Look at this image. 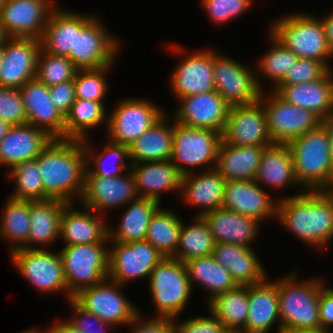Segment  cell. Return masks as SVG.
<instances>
[{
	"instance_id": "51",
	"label": "cell",
	"mask_w": 333,
	"mask_h": 333,
	"mask_svg": "<svg viewBox=\"0 0 333 333\" xmlns=\"http://www.w3.org/2000/svg\"><path fill=\"white\" fill-rule=\"evenodd\" d=\"M0 119L11 126L27 123L20 89L0 86Z\"/></svg>"
},
{
	"instance_id": "33",
	"label": "cell",
	"mask_w": 333,
	"mask_h": 333,
	"mask_svg": "<svg viewBox=\"0 0 333 333\" xmlns=\"http://www.w3.org/2000/svg\"><path fill=\"white\" fill-rule=\"evenodd\" d=\"M255 182L259 186L263 184L274 188L273 190H284L285 187L297 185L301 192L305 191L296 178L292 153L287 144H272L265 148Z\"/></svg>"
},
{
	"instance_id": "1",
	"label": "cell",
	"mask_w": 333,
	"mask_h": 333,
	"mask_svg": "<svg viewBox=\"0 0 333 333\" xmlns=\"http://www.w3.org/2000/svg\"><path fill=\"white\" fill-rule=\"evenodd\" d=\"M35 160L41 173L44 200L79 202L86 169L84 140L52 139Z\"/></svg>"
},
{
	"instance_id": "27",
	"label": "cell",
	"mask_w": 333,
	"mask_h": 333,
	"mask_svg": "<svg viewBox=\"0 0 333 333\" xmlns=\"http://www.w3.org/2000/svg\"><path fill=\"white\" fill-rule=\"evenodd\" d=\"M52 139L44 130L28 123L11 126L0 141V166L9 170L17 163L34 160Z\"/></svg>"
},
{
	"instance_id": "15",
	"label": "cell",
	"mask_w": 333,
	"mask_h": 333,
	"mask_svg": "<svg viewBox=\"0 0 333 333\" xmlns=\"http://www.w3.org/2000/svg\"><path fill=\"white\" fill-rule=\"evenodd\" d=\"M108 278L126 285L132 280L149 278L165 257L146 240L121 243L109 241Z\"/></svg>"
},
{
	"instance_id": "65",
	"label": "cell",
	"mask_w": 333,
	"mask_h": 333,
	"mask_svg": "<svg viewBox=\"0 0 333 333\" xmlns=\"http://www.w3.org/2000/svg\"><path fill=\"white\" fill-rule=\"evenodd\" d=\"M223 333H242V332H240V331L225 330Z\"/></svg>"
},
{
	"instance_id": "53",
	"label": "cell",
	"mask_w": 333,
	"mask_h": 333,
	"mask_svg": "<svg viewBox=\"0 0 333 333\" xmlns=\"http://www.w3.org/2000/svg\"><path fill=\"white\" fill-rule=\"evenodd\" d=\"M178 317L173 319L176 333H223V324L210 312V316H198L180 320Z\"/></svg>"
},
{
	"instance_id": "23",
	"label": "cell",
	"mask_w": 333,
	"mask_h": 333,
	"mask_svg": "<svg viewBox=\"0 0 333 333\" xmlns=\"http://www.w3.org/2000/svg\"><path fill=\"white\" fill-rule=\"evenodd\" d=\"M20 93L27 123L44 130L53 139H64L65 117L53 104L49 86L34 78L20 88Z\"/></svg>"
},
{
	"instance_id": "43",
	"label": "cell",
	"mask_w": 333,
	"mask_h": 333,
	"mask_svg": "<svg viewBox=\"0 0 333 333\" xmlns=\"http://www.w3.org/2000/svg\"><path fill=\"white\" fill-rule=\"evenodd\" d=\"M191 225L182 226L178 245L172 258L186 262L191 259L208 256L213 253L215 241L208 225L201 216H195Z\"/></svg>"
},
{
	"instance_id": "18",
	"label": "cell",
	"mask_w": 333,
	"mask_h": 333,
	"mask_svg": "<svg viewBox=\"0 0 333 333\" xmlns=\"http://www.w3.org/2000/svg\"><path fill=\"white\" fill-rule=\"evenodd\" d=\"M53 0H6L0 22L9 37L41 39L52 10Z\"/></svg>"
},
{
	"instance_id": "50",
	"label": "cell",
	"mask_w": 333,
	"mask_h": 333,
	"mask_svg": "<svg viewBox=\"0 0 333 333\" xmlns=\"http://www.w3.org/2000/svg\"><path fill=\"white\" fill-rule=\"evenodd\" d=\"M254 0H201L204 10L211 21L224 24L237 19L250 9Z\"/></svg>"
},
{
	"instance_id": "25",
	"label": "cell",
	"mask_w": 333,
	"mask_h": 333,
	"mask_svg": "<svg viewBox=\"0 0 333 333\" xmlns=\"http://www.w3.org/2000/svg\"><path fill=\"white\" fill-rule=\"evenodd\" d=\"M205 170V171H204ZM183 175L180 195L187 204L200 208L196 216L222 208L226 180L216 168ZM195 173V174H194Z\"/></svg>"
},
{
	"instance_id": "6",
	"label": "cell",
	"mask_w": 333,
	"mask_h": 333,
	"mask_svg": "<svg viewBox=\"0 0 333 333\" xmlns=\"http://www.w3.org/2000/svg\"><path fill=\"white\" fill-rule=\"evenodd\" d=\"M152 303L159 318H176L182 314L192 294L187 266L172 257H164L149 276Z\"/></svg>"
},
{
	"instance_id": "8",
	"label": "cell",
	"mask_w": 333,
	"mask_h": 333,
	"mask_svg": "<svg viewBox=\"0 0 333 333\" xmlns=\"http://www.w3.org/2000/svg\"><path fill=\"white\" fill-rule=\"evenodd\" d=\"M106 244L64 245L59 250L68 292L72 296L108 278L109 248Z\"/></svg>"
},
{
	"instance_id": "29",
	"label": "cell",
	"mask_w": 333,
	"mask_h": 333,
	"mask_svg": "<svg viewBox=\"0 0 333 333\" xmlns=\"http://www.w3.org/2000/svg\"><path fill=\"white\" fill-rule=\"evenodd\" d=\"M201 217L208 225L215 243H231L253 248L251 245L258 238L260 222L252 217L223 208L207 212Z\"/></svg>"
},
{
	"instance_id": "19",
	"label": "cell",
	"mask_w": 333,
	"mask_h": 333,
	"mask_svg": "<svg viewBox=\"0 0 333 333\" xmlns=\"http://www.w3.org/2000/svg\"><path fill=\"white\" fill-rule=\"evenodd\" d=\"M173 122L187 127L208 128L223 133L230 105L216 91H208L177 99Z\"/></svg>"
},
{
	"instance_id": "26",
	"label": "cell",
	"mask_w": 333,
	"mask_h": 333,
	"mask_svg": "<svg viewBox=\"0 0 333 333\" xmlns=\"http://www.w3.org/2000/svg\"><path fill=\"white\" fill-rule=\"evenodd\" d=\"M268 279L248 286V318L242 333H269L278 323L276 333L281 332L277 284Z\"/></svg>"
},
{
	"instance_id": "63",
	"label": "cell",
	"mask_w": 333,
	"mask_h": 333,
	"mask_svg": "<svg viewBox=\"0 0 333 333\" xmlns=\"http://www.w3.org/2000/svg\"><path fill=\"white\" fill-rule=\"evenodd\" d=\"M4 55H5V44L0 45V68L4 61Z\"/></svg>"
},
{
	"instance_id": "56",
	"label": "cell",
	"mask_w": 333,
	"mask_h": 333,
	"mask_svg": "<svg viewBox=\"0 0 333 333\" xmlns=\"http://www.w3.org/2000/svg\"><path fill=\"white\" fill-rule=\"evenodd\" d=\"M319 320L321 329L332 331L330 328L333 326V289L326 286L320 291Z\"/></svg>"
},
{
	"instance_id": "41",
	"label": "cell",
	"mask_w": 333,
	"mask_h": 333,
	"mask_svg": "<svg viewBox=\"0 0 333 333\" xmlns=\"http://www.w3.org/2000/svg\"><path fill=\"white\" fill-rule=\"evenodd\" d=\"M0 216V237L8 242L10 253L27 249L30 231V201L8 198Z\"/></svg>"
},
{
	"instance_id": "11",
	"label": "cell",
	"mask_w": 333,
	"mask_h": 333,
	"mask_svg": "<svg viewBox=\"0 0 333 333\" xmlns=\"http://www.w3.org/2000/svg\"><path fill=\"white\" fill-rule=\"evenodd\" d=\"M265 94L262 91L260 100L273 144H288L322 123L313 112L287 102L274 90Z\"/></svg>"
},
{
	"instance_id": "12",
	"label": "cell",
	"mask_w": 333,
	"mask_h": 333,
	"mask_svg": "<svg viewBox=\"0 0 333 333\" xmlns=\"http://www.w3.org/2000/svg\"><path fill=\"white\" fill-rule=\"evenodd\" d=\"M146 99H124L108 112V139L115 144L130 146L166 113Z\"/></svg>"
},
{
	"instance_id": "36",
	"label": "cell",
	"mask_w": 333,
	"mask_h": 333,
	"mask_svg": "<svg viewBox=\"0 0 333 333\" xmlns=\"http://www.w3.org/2000/svg\"><path fill=\"white\" fill-rule=\"evenodd\" d=\"M127 205L119 226L114 230L108 227L109 241L129 243L145 240L151 218L161 207L159 201L144 197H137Z\"/></svg>"
},
{
	"instance_id": "31",
	"label": "cell",
	"mask_w": 333,
	"mask_h": 333,
	"mask_svg": "<svg viewBox=\"0 0 333 333\" xmlns=\"http://www.w3.org/2000/svg\"><path fill=\"white\" fill-rule=\"evenodd\" d=\"M212 256L229 271L237 285L258 284L268 277L264 265L250 247L215 243Z\"/></svg>"
},
{
	"instance_id": "45",
	"label": "cell",
	"mask_w": 333,
	"mask_h": 333,
	"mask_svg": "<svg viewBox=\"0 0 333 333\" xmlns=\"http://www.w3.org/2000/svg\"><path fill=\"white\" fill-rule=\"evenodd\" d=\"M7 172L8 178L14 185L9 198L25 201H44V188L41 173L38 171L36 160L20 162L12 166Z\"/></svg>"
},
{
	"instance_id": "67",
	"label": "cell",
	"mask_w": 333,
	"mask_h": 333,
	"mask_svg": "<svg viewBox=\"0 0 333 333\" xmlns=\"http://www.w3.org/2000/svg\"><path fill=\"white\" fill-rule=\"evenodd\" d=\"M329 192L333 195V185H332V187L330 188Z\"/></svg>"
},
{
	"instance_id": "47",
	"label": "cell",
	"mask_w": 333,
	"mask_h": 333,
	"mask_svg": "<svg viewBox=\"0 0 333 333\" xmlns=\"http://www.w3.org/2000/svg\"><path fill=\"white\" fill-rule=\"evenodd\" d=\"M77 69L68 57L57 56L42 48L37 60L36 78L51 87L74 79Z\"/></svg>"
},
{
	"instance_id": "28",
	"label": "cell",
	"mask_w": 333,
	"mask_h": 333,
	"mask_svg": "<svg viewBox=\"0 0 333 333\" xmlns=\"http://www.w3.org/2000/svg\"><path fill=\"white\" fill-rule=\"evenodd\" d=\"M130 170L138 197L161 202L162 193H180L182 175L170 160L131 163Z\"/></svg>"
},
{
	"instance_id": "54",
	"label": "cell",
	"mask_w": 333,
	"mask_h": 333,
	"mask_svg": "<svg viewBox=\"0 0 333 333\" xmlns=\"http://www.w3.org/2000/svg\"><path fill=\"white\" fill-rule=\"evenodd\" d=\"M141 313L129 324L130 330L132 326V333H176L172 318L151 317L145 319Z\"/></svg>"
},
{
	"instance_id": "24",
	"label": "cell",
	"mask_w": 333,
	"mask_h": 333,
	"mask_svg": "<svg viewBox=\"0 0 333 333\" xmlns=\"http://www.w3.org/2000/svg\"><path fill=\"white\" fill-rule=\"evenodd\" d=\"M82 206L76 209L68 203L62 212L60 238L64 245L109 243L108 225L104 223V215ZM75 208V209H74Z\"/></svg>"
},
{
	"instance_id": "13",
	"label": "cell",
	"mask_w": 333,
	"mask_h": 333,
	"mask_svg": "<svg viewBox=\"0 0 333 333\" xmlns=\"http://www.w3.org/2000/svg\"><path fill=\"white\" fill-rule=\"evenodd\" d=\"M214 51L215 90L230 105L251 104L260 100L262 78L255 70L228 56Z\"/></svg>"
},
{
	"instance_id": "35",
	"label": "cell",
	"mask_w": 333,
	"mask_h": 333,
	"mask_svg": "<svg viewBox=\"0 0 333 333\" xmlns=\"http://www.w3.org/2000/svg\"><path fill=\"white\" fill-rule=\"evenodd\" d=\"M265 146L220 143L216 169L225 180H255Z\"/></svg>"
},
{
	"instance_id": "21",
	"label": "cell",
	"mask_w": 333,
	"mask_h": 333,
	"mask_svg": "<svg viewBox=\"0 0 333 333\" xmlns=\"http://www.w3.org/2000/svg\"><path fill=\"white\" fill-rule=\"evenodd\" d=\"M175 68L170 86L177 99L215 90L214 50L204 48L186 55Z\"/></svg>"
},
{
	"instance_id": "16",
	"label": "cell",
	"mask_w": 333,
	"mask_h": 333,
	"mask_svg": "<svg viewBox=\"0 0 333 333\" xmlns=\"http://www.w3.org/2000/svg\"><path fill=\"white\" fill-rule=\"evenodd\" d=\"M222 141L231 146L269 147L273 144L261 100L230 106Z\"/></svg>"
},
{
	"instance_id": "66",
	"label": "cell",
	"mask_w": 333,
	"mask_h": 333,
	"mask_svg": "<svg viewBox=\"0 0 333 333\" xmlns=\"http://www.w3.org/2000/svg\"><path fill=\"white\" fill-rule=\"evenodd\" d=\"M6 2V0H0V9L2 7V5Z\"/></svg>"
},
{
	"instance_id": "10",
	"label": "cell",
	"mask_w": 333,
	"mask_h": 333,
	"mask_svg": "<svg viewBox=\"0 0 333 333\" xmlns=\"http://www.w3.org/2000/svg\"><path fill=\"white\" fill-rule=\"evenodd\" d=\"M9 254L19 275L38 290L48 294L60 291L66 295L67 300L73 298L68 292L59 252L43 247L42 249H17Z\"/></svg>"
},
{
	"instance_id": "7",
	"label": "cell",
	"mask_w": 333,
	"mask_h": 333,
	"mask_svg": "<svg viewBox=\"0 0 333 333\" xmlns=\"http://www.w3.org/2000/svg\"><path fill=\"white\" fill-rule=\"evenodd\" d=\"M221 142L222 133L218 131L187 127L174 122L170 161L182 176L196 171L194 167L206 165L207 170L215 168Z\"/></svg>"
},
{
	"instance_id": "39",
	"label": "cell",
	"mask_w": 333,
	"mask_h": 333,
	"mask_svg": "<svg viewBox=\"0 0 333 333\" xmlns=\"http://www.w3.org/2000/svg\"><path fill=\"white\" fill-rule=\"evenodd\" d=\"M185 264L192 288L194 289L193 283L196 282L209 292L207 303L215 296L230 291L237 286L229 271L220 263H217L212 254L188 260Z\"/></svg>"
},
{
	"instance_id": "62",
	"label": "cell",
	"mask_w": 333,
	"mask_h": 333,
	"mask_svg": "<svg viewBox=\"0 0 333 333\" xmlns=\"http://www.w3.org/2000/svg\"><path fill=\"white\" fill-rule=\"evenodd\" d=\"M9 38L10 37L6 33L4 26L0 22V45L5 44Z\"/></svg>"
},
{
	"instance_id": "20",
	"label": "cell",
	"mask_w": 333,
	"mask_h": 333,
	"mask_svg": "<svg viewBox=\"0 0 333 333\" xmlns=\"http://www.w3.org/2000/svg\"><path fill=\"white\" fill-rule=\"evenodd\" d=\"M41 42L37 38L10 37L5 42L4 61L0 68V86L20 89L36 78Z\"/></svg>"
},
{
	"instance_id": "5",
	"label": "cell",
	"mask_w": 333,
	"mask_h": 333,
	"mask_svg": "<svg viewBox=\"0 0 333 333\" xmlns=\"http://www.w3.org/2000/svg\"><path fill=\"white\" fill-rule=\"evenodd\" d=\"M268 32L298 58L322 61L332 70L329 62L333 53L327 45L320 17L294 11L272 22Z\"/></svg>"
},
{
	"instance_id": "48",
	"label": "cell",
	"mask_w": 333,
	"mask_h": 333,
	"mask_svg": "<svg viewBox=\"0 0 333 333\" xmlns=\"http://www.w3.org/2000/svg\"><path fill=\"white\" fill-rule=\"evenodd\" d=\"M112 67L77 70L73 79L76 99L103 102L109 88L106 74Z\"/></svg>"
},
{
	"instance_id": "49",
	"label": "cell",
	"mask_w": 333,
	"mask_h": 333,
	"mask_svg": "<svg viewBox=\"0 0 333 333\" xmlns=\"http://www.w3.org/2000/svg\"><path fill=\"white\" fill-rule=\"evenodd\" d=\"M331 69L322 61L299 58L276 86L309 83L324 78Z\"/></svg>"
},
{
	"instance_id": "58",
	"label": "cell",
	"mask_w": 333,
	"mask_h": 333,
	"mask_svg": "<svg viewBox=\"0 0 333 333\" xmlns=\"http://www.w3.org/2000/svg\"><path fill=\"white\" fill-rule=\"evenodd\" d=\"M325 16L321 18V22L324 28L327 45L333 53V10L327 12Z\"/></svg>"
},
{
	"instance_id": "57",
	"label": "cell",
	"mask_w": 333,
	"mask_h": 333,
	"mask_svg": "<svg viewBox=\"0 0 333 333\" xmlns=\"http://www.w3.org/2000/svg\"><path fill=\"white\" fill-rule=\"evenodd\" d=\"M62 320L63 319H58L54 324H51L52 326H49V328L46 327L47 333H83L67 319H65V321Z\"/></svg>"
},
{
	"instance_id": "59",
	"label": "cell",
	"mask_w": 333,
	"mask_h": 333,
	"mask_svg": "<svg viewBox=\"0 0 333 333\" xmlns=\"http://www.w3.org/2000/svg\"><path fill=\"white\" fill-rule=\"evenodd\" d=\"M321 124L326 128L329 136L330 155H331V162L333 164V113L330 114L326 119L322 120Z\"/></svg>"
},
{
	"instance_id": "60",
	"label": "cell",
	"mask_w": 333,
	"mask_h": 333,
	"mask_svg": "<svg viewBox=\"0 0 333 333\" xmlns=\"http://www.w3.org/2000/svg\"><path fill=\"white\" fill-rule=\"evenodd\" d=\"M280 333H331V332L323 329H291V330H282Z\"/></svg>"
},
{
	"instance_id": "64",
	"label": "cell",
	"mask_w": 333,
	"mask_h": 333,
	"mask_svg": "<svg viewBox=\"0 0 333 333\" xmlns=\"http://www.w3.org/2000/svg\"><path fill=\"white\" fill-rule=\"evenodd\" d=\"M20 333H47V330L42 331L40 329H37V328L33 327V329L32 328L31 329H27V330L22 331Z\"/></svg>"
},
{
	"instance_id": "2",
	"label": "cell",
	"mask_w": 333,
	"mask_h": 333,
	"mask_svg": "<svg viewBox=\"0 0 333 333\" xmlns=\"http://www.w3.org/2000/svg\"><path fill=\"white\" fill-rule=\"evenodd\" d=\"M276 220L302 242L323 249L333 240V195L304 191L278 199Z\"/></svg>"
},
{
	"instance_id": "40",
	"label": "cell",
	"mask_w": 333,
	"mask_h": 333,
	"mask_svg": "<svg viewBox=\"0 0 333 333\" xmlns=\"http://www.w3.org/2000/svg\"><path fill=\"white\" fill-rule=\"evenodd\" d=\"M208 310L225 330L242 331L248 318V285H237L208 302Z\"/></svg>"
},
{
	"instance_id": "9",
	"label": "cell",
	"mask_w": 333,
	"mask_h": 333,
	"mask_svg": "<svg viewBox=\"0 0 333 333\" xmlns=\"http://www.w3.org/2000/svg\"><path fill=\"white\" fill-rule=\"evenodd\" d=\"M95 15H90L76 28L75 53L68 58L77 70L100 69L114 65L120 44Z\"/></svg>"
},
{
	"instance_id": "3",
	"label": "cell",
	"mask_w": 333,
	"mask_h": 333,
	"mask_svg": "<svg viewBox=\"0 0 333 333\" xmlns=\"http://www.w3.org/2000/svg\"><path fill=\"white\" fill-rule=\"evenodd\" d=\"M287 145L300 186L305 191H329L333 185V164L326 128L320 124Z\"/></svg>"
},
{
	"instance_id": "61",
	"label": "cell",
	"mask_w": 333,
	"mask_h": 333,
	"mask_svg": "<svg viewBox=\"0 0 333 333\" xmlns=\"http://www.w3.org/2000/svg\"><path fill=\"white\" fill-rule=\"evenodd\" d=\"M11 125L0 119V141L6 136Z\"/></svg>"
},
{
	"instance_id": "22",
	"label": "cell",
	"mask_w": 333,
	"mask_h": 333,
	"mask_svg": "<svg viewBox=\"0 0 333 333\" xmlns=\"http://www.w3.org/2000/svg\"><path fill=\"white\" fill-rule=\"evenodd\" d=\"M277 201L255 180H226L222 208L261 223L271 217L276 220Z\"/></svg>"
},
{
	"instance_id": "37",
	"label": "cell",
	"mask_w": 333,
	"mask_h": 333,
	"mask_svg": "<svg viewBox=\"0 0 333 333\" xmlns=\"http://www.w3.org/2000/svg\"><path fill=\"white\" fill-rule=\"evenodd\" d=\"M167 117L165 114L129 146L131 163L170 160L173 146V122L170 126Z\"/></svg>"
},
{
	"instance_id": "46",
	"label": "cell",
	"mask_w": 333,
	"mask_h": 333,
	"mask_svg": "<svg viewBox=\"0 0 333 333\" xmlns=\"http://www.w3.org/2000/svg\"><path fill=\"white\" fill-rule=\"evenodd\" d=\"M272 46L269 50L260 56L257 62V72L264 75L270 82H273L275 87L286 75L288 69L294 65L299 59L296 54L286 48L279 40L271 33L268 34ZM259 65V67H258ZM259 69V70H258Z\"/></svg>"
},
{
	"instance_id": "52",
	"label": "cell",
	"mask_w": 333,
	"mask_h": 333,
	"mask_svg": "<svg viewBox=\"0 0 333 333\" xmlns=\"http://www.w3.org/2000/svg\"><path fill=\"white\" fill-rule=\"evenodd\" d=\"M69 305L73 310V318L68 319L76 328L83 333H107V329L113 327L96 315L82 308L73 298L69 299Z\"/></svg>"
},
{
	"instance_id": "55",
	"label": "cell",
	"mask_w": 333,
	"mask_h": 333,
	"mask_svg": "<svg viewBox=\"0 0 333 333\" xmlns=\"http://www.w3.org/2000/svg\"><path fill=\"white\" fill-rule=\"evenodd\" d=\"M50 98L60 113L65 117L76 100L74 80L49 87Z\"/></svg>"
},
{
	"instance_id": "42",
	"label": "cell",
	"mask_w": 333,
	"mask_h": 333,
	"mask_svg": "<svg viewBox=\"0 0 333 333\" xmlns=\"http://www.w3.org/2000/svg\"><path fill=\"white\" fill-rule=\"evenodd\" d=\"M88 140L89 139L84 140L86 162V169L84 174H93L95 176L103 177H118L121 176L122 173H125L127 168L128 170L130 169L131 162H126L127 159L129 160L128 146L107 141V144L103 145L104 148H102V151H100L98 154V152L95 151L96 148L92 147V145L89 144L90 141ZM108 159L110 160V163L111 161L113 162V164H111L109 167L107 165ZM91 163L94 166L91 165Z\"/></svg>"
},
{
	"instance_id": "32",
	"label": "cell",
	"mask_w": 333,
	"mask_h": 333,
	"mask_svg": "<svg viewBox=\"0 0 333 333\" xmlns=\"http://www.w3.org/2000/svg\"><path fill=\"white\" fill-rule=\"evenodd\" d=\"M88 16L56 6L47 20L40 39L41 48L57 56L68 57L70 53H75L76 28Z\"/></svg>"
},
{
	"instance_id": "14",
	"label": "cell",
	"mask_w": 333,
	"mask_h": 333,
	"mask_svg": "<svg viewBox=\"0 0 333 333\" xmlns=\"http://www.w3.org/2000/svg\"><path fill=\"white\" fill-rule=\"evenodd\" d=\"M121 287L124 286L106 278L92 287L82 289L73 299L113 328L115 325L127 326L140 314V310L123 295Z\"/></svg>"
},
{
	"instance_id": "17",
	"label": "cell",
	"mask_w": 333,
	"mask_h": 333,
	"mask_svg": "<svg viewBox=\"0 0 333 333\" xmlns=\"http://www.w3.org/2000/svg\"><path fill=\"white\" fill-rule=\"evenodd\" d=\"M127 171L126 174L123 173L118 177L84 174V190L79 205L104 215L111 208L126 206L130 201L135 200L138 195L135 190L134 176L130 169Z\"/></svg>"
},
{
	"instance_id": "30",
	"label": "cell",
	"mask_w": 333,
	"mask_h": 333,
	"mask_svg": "<svg viewBox=\"0 0 333 333\" xmlns=\"http://www.w3.org/2000/svg\"><path fill=\"white\" fill-rule=\"evenodd\" d=\"M272 88L287 102L313 112L321 120L333 113V69L313 82Z\"/></svg>"
},
{
	"instance_id": "34",
	"label": "cell",
	"mask_w": 333,
	"mask_h": 333,
	"mask_svg": "<svg viewBox=\"0 0 333 333\" xmlns=\"http://www.w3.org/2000/svg\"><path fill=\"white\" fill-rule=\"evenodd\" d=\"M68 203L56 199L30 201V231L27 249H42L60 238L61 217ZM40 245L41 247H35Z\"/></svg>"
},
{
	"instance_id": "44",
	"label": "cell",
	"mask_w": 333,
	"mask_h": 333,
	"mask_svg": "<svg viewBox=\"0 0 333 333\" xmlns=\"http://www.w3.org/2000/svg\"><path fill=\"white\" fill-rule=\"evenodd\" d=\"M179 215L160 207L151 218L145 240L165 257L175 254L182 226Z\"/></svg>"
},
{
	"instance_id": "4",
	"label": "cell",
	"mask_w": 333,
	"mask_h": 333,
	"mask_svg": "<svg viewBox=\"0 0 333 333\" xmlns=\"http://www.w3.org/2000/svg\"><path fill=\"white\" fill-rule=\"evenodd\" d=\"M293 271L276 280L280 326L282 330L321 329L319 320L320 291L326 286L322 279L298 281Z\"/></svg>"
},
{
	"instance_id": "38",
	"label": "cell",
	"mask_w": 333,
	"mask_h": 333,
	"mask_svg": "<svg viewBox=\"0 0 333 333\" xmlns=\"http://www.w3.org/2000/svg\"><path fill=\"white\" fill-rule=\"evenodd\" d=\"M108 114L103 102L76 99L65 116L64 139H89V129L95 131L103 123L107 127Z\"/></svg>"
}]
</instances>
